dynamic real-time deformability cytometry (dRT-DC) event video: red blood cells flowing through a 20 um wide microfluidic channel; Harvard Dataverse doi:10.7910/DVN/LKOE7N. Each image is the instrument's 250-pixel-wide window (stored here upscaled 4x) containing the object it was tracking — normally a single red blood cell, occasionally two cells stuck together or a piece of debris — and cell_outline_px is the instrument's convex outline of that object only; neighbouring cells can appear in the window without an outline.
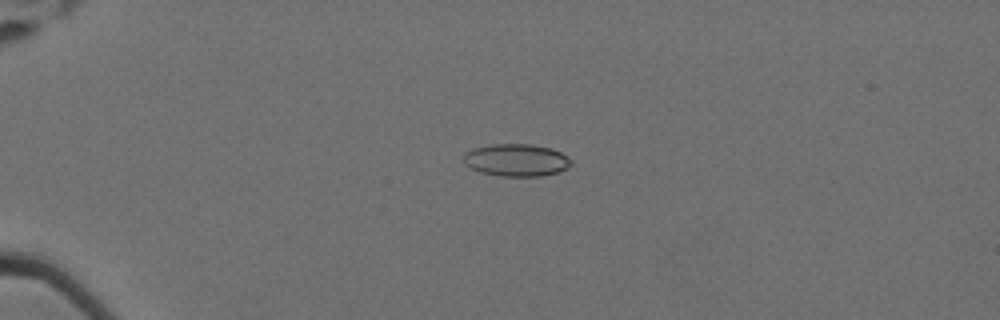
{"species": "Egyptian fruit bat (a non-hibernating species)", "species_latin": "Rousettus aegyptiacus", "temperature_condition": "cold", "stored_images_in_passage": 59, "camera_frame_rate_fps": 3000, "um_per_image_px": 0.085, "animal": {"sex": "female"}, "frame": {"image": 1, "passage_image": 15, "time_ms": 4.667, "image_size_px": [1000, 320], "cell_outline_px": [[572, 164], [568, 168], [556, 172], [540, 176], [500, 176], [480, 172], [464, 164], [464, 152], [472, 148], [492, 144], [532, 144], [552, 148], [568, 156], [572, 160]], "centroid_in_image_um": [43.89, 13.6], "position_along_channel_um": 41.1, "area_um2": 20.46}}
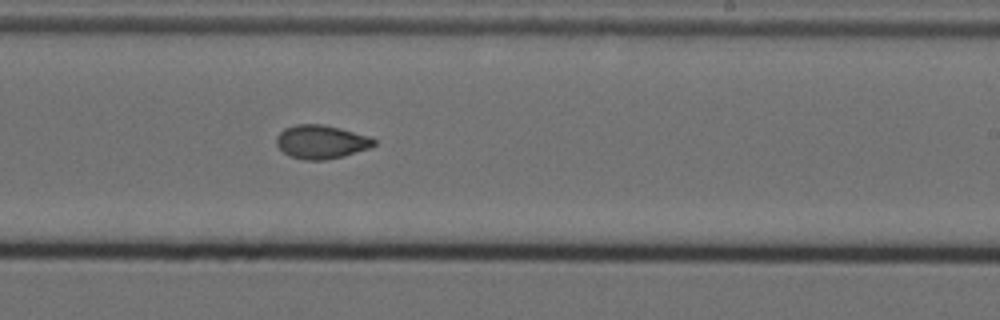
{"frame": {"image": 2, "passage_image": 38, "time_ms": 12.333, "image_size_px": [1000, 320], "cell_outline_px": [[376, 144], [372, 148], [344, 156], [328, 160], [304, 160], [288, 156], [276, 144], [276, 136], [284, 128], [296, 124], [324, 124], [372, 136], [376, 140]], "centroid_in_image_um": [27.34, 12.06], "position_along_channel_um": 261.7, "area_um2": 19.54}}
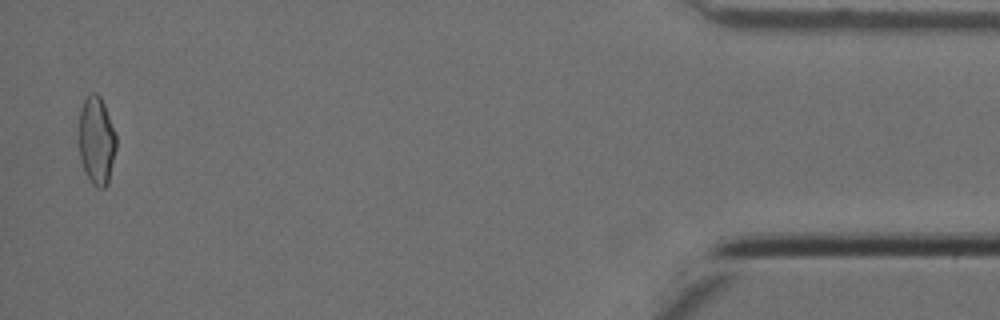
{"frame": {"image": 3, "passage_image": 58, "time_ms": 19.0, "image_size_px": [1000, 320], "cell_outline_px": [[116, 148], [108, 184], [104, 188], [96, 188], [92, 184], [84, 172], [80, 160], [76, 140], [76, 132], [80, 108], [84, 100], [92, 92], [96, 92], [100, 96], [104, 104], [116, 136]], "centroid_in_image_um": [8.14, 11.96], "position_along_channel_um": 427.1, "area_um2": 19.94}, "authors_computed_cell_mechanics": {"area_um2": 19.5364, "velocity_mm_per_s": 3.5124, "shape_relaxation_time_tau1_ms": null, "shape_relaxation_time_tau2_ms": 3.547, "deformation_change_tau1": null, "deformation_change_tau2": 0.0654}}